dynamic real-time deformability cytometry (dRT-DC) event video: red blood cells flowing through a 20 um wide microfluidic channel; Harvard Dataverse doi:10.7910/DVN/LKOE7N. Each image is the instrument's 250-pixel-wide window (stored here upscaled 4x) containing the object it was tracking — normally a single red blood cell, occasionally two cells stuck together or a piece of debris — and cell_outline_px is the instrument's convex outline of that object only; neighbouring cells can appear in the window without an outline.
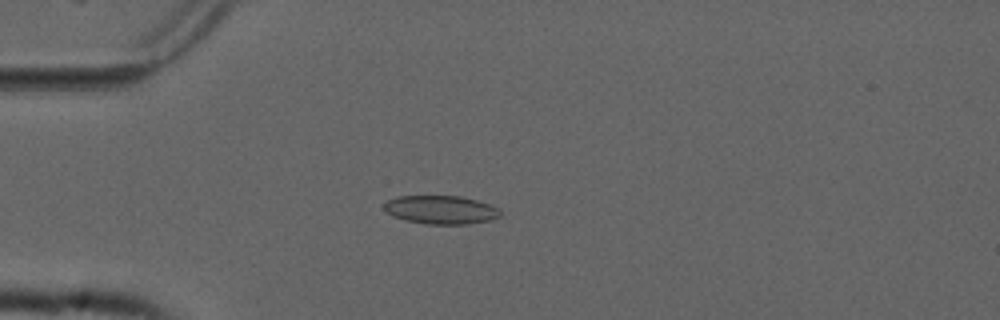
{"species": "common noctule bat (a hibernating species)", "species_latin": "Nyctalus noctula", "temperature_condition": "cold", "stored_images_in_passage": 55, "camera_frame_rate_fps": 3000, "um_per_image_px": 0.085, "animal": {"sex": "male", "forearm_length_mm": 52.5}, "frame": {"image": 1, "passage_image": 15, "time_ms": 4.667, "image_size_px": [1000, 320], "cell_outline_px": [[500, 216], [492, 220], [468, 224], [424, 224], [404, 220], [392, 216], [384, 208], [384, 204], [388, 200], [396, 196], [460, 196], [476, 200], [500, 208]], "centroid_in_image_um": [37.48, 17.84], "position_along_channel_um": 47.5, "area_um2": 19.36}}
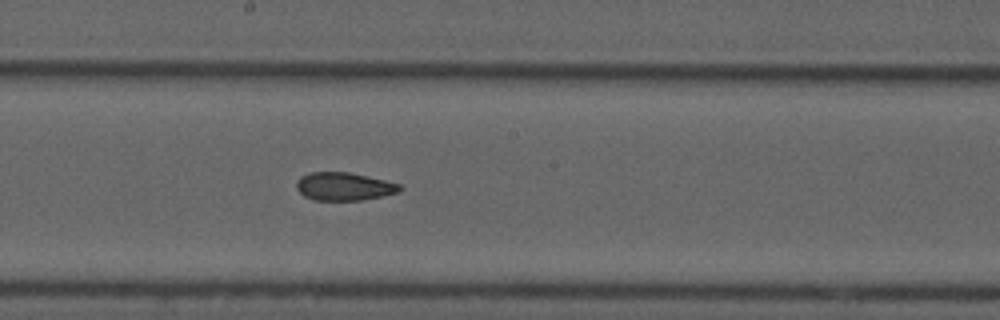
{"frame": {"image": 2, "passage_image": 30, "time_ms": 9.667, "image_size_px": [1000, 320], "cell_outline_px": [[404, 188], [400, 192], [360, 200], [316, 200], [304, 196], [296, 188], [296, 184], [300, 176], [312, 172], [348, 172], [368, 176], [400, 184]], "centroid_in_image_um": [29.25, 15.84], "position_along_channel_um": 218.9, "area_um2": 16.82}}
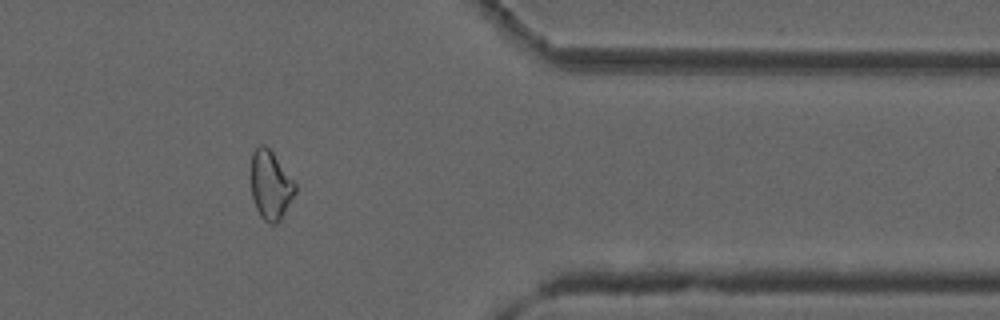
{"frame": {"image": 3, "passage_image": 45, "time_ms": 14.667, "image_size_px": [1000, 320], "cell_outline_px": [[296, 192], [280, 220], [276, 224], [268, 224], [260, 216], [256, 208], [252, 196], [252, 152], [260, 144], [264, 144], [272, 152], [296, 184]], "centroid_in_image_um": [23.0, 15.76], "position_along_channel_um": 388.4, "area_um2": 17.46}, "authors_computed_cell_mechanics": {"area_um2": 18.3226, "velocity_mm_per_s": 3.7474, "shape_relaxation_time_tau1_ms": null, "shape_relaxation_time_tau2_ms": 2.3235, "deformation_change_tau1": null, "deformation_change_tau2": 0.0822}}